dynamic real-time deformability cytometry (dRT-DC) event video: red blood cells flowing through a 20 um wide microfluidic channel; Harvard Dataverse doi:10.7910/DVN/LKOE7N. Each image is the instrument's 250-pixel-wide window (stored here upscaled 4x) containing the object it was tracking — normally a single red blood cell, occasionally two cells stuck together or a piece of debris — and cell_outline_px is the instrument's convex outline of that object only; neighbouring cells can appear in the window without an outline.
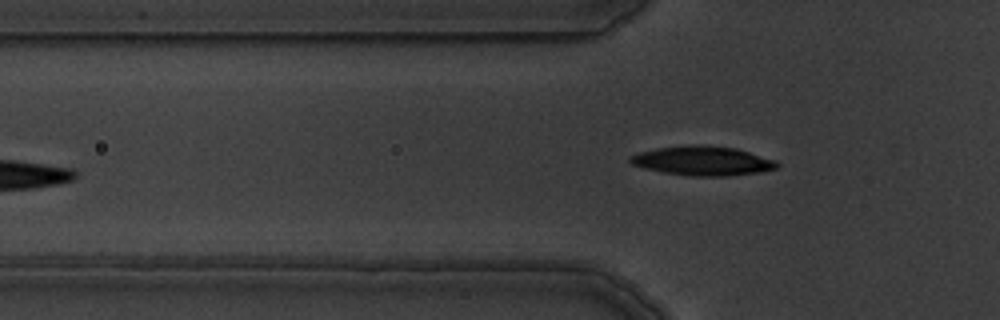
{"species": "common noctule bat (a hibernating species)", "species_latin": "Nyctalus noctula", "temperature_condition": "warm", "stored_images_in_passage": 5, "camera_frame_rate_fps": 3000, "um_per_image_px": 0.085, "animal": {"sex": "male", "body_mass_g": 19.5, "forearm_length_mm": 54.6}, "frame": {"image": 1, "passage_image": 5, "time_ms": 5.667, "image_size_px": [1000, 320], "cell_outline_px": [[780, 164], [776, 168], [756, 172], [728, 176], [692, 176], [664, 172], [644, 168], [632, 164], [628, 160], [628, 156], [640, 152], [660, 148], [696, 144], [704, 144], [736, 148], [776, 160]], "centroid_in_image_um": [59.72, 13.66], "position_along_channel_um": 66.1, "area_um2": 24.91}}